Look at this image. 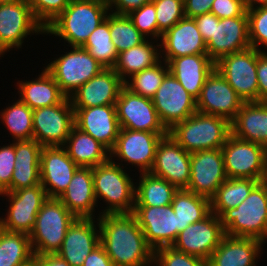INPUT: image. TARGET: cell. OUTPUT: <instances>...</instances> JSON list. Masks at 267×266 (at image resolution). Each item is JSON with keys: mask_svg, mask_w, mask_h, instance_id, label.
I'll use <instances>...</instances> for the list:
<instances>
[{"mask_svg": "<svg viewBox=\"0 0 267 266\" xmlns=\"http://www.w3.org/2000/svg\"><path fill=\"white\" fill-rule=\"evenodd\" d=\"M98 224L100 244L115 266H154V249L133 213L104 214Z\"/></svg>", "mask_w": 267, "mask_h": 266, "instance_id": "1", "label": "cell"}, {"mask_svg": "<svg viewBox=\"0 0 267 266\" xmlns=\"http://www.w3.org/2000/svg\"><path fill=\"white\" fill-rule=\"evenodd\" d=\"M110 13L108 0H71L45 29L44 35L59 37L70 46H83L90 34Z\"/></svg>", "mask_w": 267, "mask_h": 266, "instance_id": "2", "label": "cell"}, {"mask_svg": "<svg viewBox=\"0 0 267 266\" xmlns=\"http://www.w3.org/2000/svg\"><path fill=\"white\" fill-rule=\"evenodd\" d=\"M92 173L97 203L102 200L106 204V207L99 211V216L133 213L135 183L126 169L109 159L107 162L93 167Z\"/></svg>", "mask_w": 267, "mask_h": 266, "instance_id": "3", "label": "cell"}, {"mask_svg": "<svg viewBox=\"0 0 267 266\" xmlns=\"http://www.w3.org/2000/svg\"><path fill=\"white\" fill-rule=\"evenodd\" d=\"M168 134L188 153L220 149L231 134V123L226 118L197 111L176 123Z\"/></svg>", "mask_w": 267, "mask_h": 266, "instance_id": "4", "label": "cell"}, {"mask_svg": "<svg viewBox=\"0 0 267 266\" xmlns=\"http://www.w3.org/2000/svg\"><path fill=\"white\" fill-rule=\"evenodd\" d=\"M220 222L226 235L250 237L267 243V194L259 182L236 208L225 210Z\"/></svg>", "mask_w": 267, "mask_h": 266, "instance_id": "5", "label": "cell"}, {"mask_svg": "<svg viewBox=\"0 0 267 266\" xmlns=\"http://www.w3.org/2000/svg\"><path fill=\"white\" fill-rule=\"evenodd\" d=\"M76 218L58 198H48L42 204L29 234L33 254H56Z\"/></svg>", "mask_w": 267, "mask_h": 266, "instance_id": "6", "label": "cell"}, {"mask_svg": "<svg viewBox=\"0 0 267 266\" xmlns=\"http://www.w3.org/2000/svg\"><path fill=\"white\" fill-rule=\"evenodd\" d=\"M64 53L56 55L44 68L57 82L60 90L70 97L104 67L82 46H70V50Z\"/></svg>", "mask_w": 267, "mask_h": 266, "instance_id": "7", "label": "cell"}, {"mask_svg": "<svg viewBox=\"0 0 267 266\" xmlns=\"http://www.w3.org/2000/svg\"><path fill=\"white\" fill-rule=\"evenodd\" d=\"M167 134L121 128L115 145L110 150V160L126 169H128L127 165L130 164L132 168L134 165L136 169L138 168V173L150 172L157 145Z\"/></svg>", "mask_w": 267, "mask_h": 266, "instance_id": "8", "label": "cell"}, {"mask_svg": "<svg viewBox=\"0 0 267 266\" xmlns=\"http://www.w3.org/2000/svg\"><path fill=\"white\" fill-rule=\"evenodd\" d=\"M215 69L244 102H259L255 48L249 47L221 57L215 62Z\"/></svg>", "mask_w": 267, "mask_h": 266, "instance_id": "9", "label": "cell"}, {"mask_svg": "<svg viewBox=\"0 0 267 266\" xmlns=\"http://www.w3.org/2000/svg\"><path fill=\"white\" fill-rule=\"evenodd\" d=\"M0 196L8 201L5 217H0V228L9 232L29 235L36 224V217L42 204L48 199L44 187L37 184L32 187L4 192Z\"/></svg>", "mask_w": 267, "mask_h": 266, "instance_id": "10", "label": "cell"}, {"mask_svg": "<svg viewBox=\"0 0 267 266\" xmlns=\"http://www.w3.org/2000/svg\"><path fill=\"white\" fill-rule=\"evenodd\" d=\"M43 35L44 28L34 18L29 4L0 1V57L20 49L29 35Z\"/></svg>", "mask_w": 267, "mask_h": 266, "instance_id": "11", "label": "cell"}, {"mask_svg": "<svg viewBox=\"0 0 267 266\" xmlns=\"http://www.w3.org/2000/svg\"><path fill=\"white\" fill-rule=\"evenodd\" d=\"M221 150L228 178H251L261 181L265 176V146L230 134Z\"/></svg>", "mask_w": 267, "mask_h": 266, "instance_id": "12", "label": "cell"}, {"mask_svg": "<svg viewBox=\"0 0 267 266\" xmlns=\"http://www.w3.org/2000/svg\"><path fill=\"white\" fill-rule=\"evenodd\" d=\"M33 139L42 147L63 146L74 126L69 97L60 104L33 110Z\"/></svg>", "mask_w": 267, "mask_h": 266, "instance_id": "13", "label": "cell"}, {"mask_svg": "<svg viewBox=\"0 0 267 266\" xmlns=\"http://www.w3.org/2000/svg\"><path fill=\"white\" fill-rule=\"evenodd\" d=\"M160 122L169 131L176 123L197 112L196 99L169 71L152 98Z\"/></svg>", "mask_w": 267, "mask_h": 266, "instance_id": "14", "label": "cell"}, {"mask_svg": "<svg viewBox=\"0 0 267 266\" xmlns=\"http://www.w3.org/2000/svg\"><path fill=\"white\" fill-rule=\"evenodd\" d=\"M115 106L120 128L168 133V130L160 122L152 99L134 94L124 86Z\"/></svg>", "mask_w": 267, "mask_h": 266, "instance_id": "15", "label": "cell"}, {"mask_svg": "<svg viewBox=\"0 0 267 266\" xmlns=\"http://www.w3.org/2000/svg\"><path fill=\"white\" fill-rule=\"evenodd\" d=\"M227 179L221 148L191 153L188 191L211 199Z\"/></svg>", "mask_w": 267, "mask_h": 266, "instance_id": "16", "label": "cell"}, {"mask_svg": "<svg viewBox=\"0 0 267 266\" xmlns=\"http://www.w3.org/2000/svg\"><path fill=\"white\" fill-rule=\"evenodd\" d=\"M224 236L220 218L211 212L206 218L188 225L180 232L172 247L208 261Z\"/></svg>", "mask_w": 267, "mask_h": 266, "instance_id": "17", "label": "cell"}, {"mask_svg": "<svg viewBox=\"0 0 267 266\" xmlns=\"http://www.w3.org/2000/svg\"><path fill=\"white\" fill-rule=\"evenodd\" d=\"M243 103L244 101L225 78L217 69H214L206 79L200 96L196 99V108L198 112L220 116L231 123Z\"/></svg>", "mask_w": 267, "mask_h": 266, "instance_id": "18", "label": "cell"}, {"mask_svg": "<svg viewBox=\"0 0 267 266\" xmlns=\"http://www.w3.org/2000/svg\"><path fill=\"white\" fill-rule=\"evenodd\" d=\"M191 153L185 151L170 134L159 141L150 173L167 180L178 189L190 182Z\"/></svg>", "mask_w": 267, "mask_h": 266, "instance_id": "19", "label": "cell"}, {"mask_svg": "<svg viewBox=\"0 0 267 266\" xmlns=\"http://www.w3.org/2000/svg\"><path fill=\"white\" fill-rule=\"evenodd\" d=\"M133 215L147 243L155 250L172 246L177 238V215L169 206H134Z\"/></svg>", "mask_w": 267, "mask_h": 266, "instance_id": "20", "label": "cell"}, {"mask_svg": "<svg viewBox=\"0 0 267 266\" xmlns=\"http://www.w3.org/2000/svg\"><path fill=\"white\" fill-rule=\"evenodd\" d=\"M207 55L217 62L221 57L251 47L248 15L219 19L214 15L213 37L206 43Z\"/></svg>", "mask_w": 267, "mask_h": 266, "instance_id": "21", "label": "cell"}, {"mask_svg": "<svg viewBox=\"0 0 267 266\" xmlns=\"http://www.w3.org/2000/svg\"><path fill=\"white\" fill-rule=\"evenodd\" d=\"M78 167L62 146L42 147L40 183L48 198H59L65 192Z\"/></svg>", "mask_w": 267, "mask_h": 266, "instance_id": "22", "label": "cell"}, {"mask_svg": "<svg viewBox=\"0 0 267 266\" xmlns=\"http://www.w3.org/2000/svg\"><path fill=\"white\" fill-rule=\"evenodd\" d=\"M159 43L160 58L167 64L176 57L207 54L206 42L194 18L183 17L162 34Z\"/></svg>", "mask_w": 267, "mask_h": 266, "instance_id": "23", "label": "cell"}, {"mask_svg": "<svg viewBox=\"0 0 267 266\" xmlns=\"http://www.w3.org/2000/svg\"><path fill=\"white\" fill-rule=\"evenodd\" d=\"M99 245L98 218L77 217L68 228L62 246L56 254L71 266H82L86 257Z\"/></svg>", "mask_w": 267, "mask_h": 266, "instance_id": "24", "label": "cell"}, {"mask_svg": "<svg viewBox=\"0 0 267 266\" xmlns=\"http://www.w3.org/2000/svg\"><path fill=\"white\" fill-rule=\"evenodd\" d=\"M124 81L113 68H104L69 98L73 109L115 105Z\"/></svg>", "mask_w": 267, "mask_h": 266, "instance_id": "25", "label": "cell"}, {"mask_svg": "<svg viewBox=\"0 0 267 266\" xmlns=\"http://www.w3.org/2000/svg\"><path fill=\"white\" fill-rule=\"evenodd\" d=\"M74 125L109 151L114 147L121 129L115 105L74 109Z\"/></svg>", "mask_w": 267, "mask_h": 266, "instance_id": "26", "label": "cell"}, {"mask_svg": "<svg viewBox=\"0 0 267 266\" xmlns=\"http://www.w3.org/2000/svg\"><path fill=\"white\" fill-rule=\"evenodd\" d=\"M263 244L256 238L225 234L208 259L207 266H256L262 255Z\"/></svg>", "mask_w": 267, "mask_h": 266, "instance_id": "27", "label": "cell"}, {"mask_svg": "<svg viewBox=\"0 0 267 266\" xmlns=\"http://www.w3.org/2000/svg\"><path fill=\"white\" fill-rule=\"evenodd\" d=\"M58 199L78 218H98L95 214L98 203L94 194L92 168L78 167Z\"/></svg>", "mask_w": 267, "mask_h": 266, "instance_id": "28", "label": "cell"}, {"mask_svg": "<svg viewBox=\"0 0 267 266\" xmlns=\"http://www.w3.org/2000/svg\"><path fill=\"white\" fill-rule=\"evenodd\" d=\"M168 66L186 91L197 99L206 79L215 69V62L207 54H195L173 58Z\"/></svg>", "mask_w": 267, "mask_h": 266, "instance_id": "29", "label": "cell"}, {"mask_svg": "<svg viewBox=\"0 0 267 266\" xmlns=\"http://www.w3.org/2000/svg\"><path fill=\"white\" fill-rule=\"evenodd\" d=\"M231 134L267 148V102H244L231 122Z\"/></svg>", "mask_w": 267, "mask_h": 266, "instance_id": "30", "label": "cell"}, {"mask_svg": "<svg viewBox=\"0 0 267 266\" xmlns=\"http://www.w3.org/2000/svg\"><path fill=\"white\" fill-rule=\"evenodd\" d=\"M42 146L34 139L15 141V166L11 192L40 184Z\"/></svg>", "mask_w": 267, "mask_h": 266, "instance_id": "31", "label": "cell"}, {"mask_svg": "<svg viewBox=\"0 0 267 266\" xmlns=\"http://www.w3.org/2000/svg\"><path fill=\"white\" fill-rule=\"evenodd\" d=\"M15 85L18 98L32 110L60 104L67 97L45 68L37 78L18 80Z\"/></svg>", "mask_w": 267, "mask_h": 266, "instance_id": "32", "label": "cell"}, {"mask_svg": "<svg viewBox=\"0 0 267 266\" xmlns=\"http://www.w3.org/2000/svg\"><path fill=\"white\" fill-rule=\"evenodd\" d=\"M62 147L79 167L93 168L110 159V151L103 144L75 125Z\"/></svg>", "mask_w": 267, "mask_h": 266, "instance_id": "33", "label": "cell"}, {"mask_svg": "<svg viewBox=\"0 0 267 266\" xmlns=\"http://www.w3.org/2000/svg\"><path fill=\"white\" fill-rule=\"evenodd\" d=\"M160 60V43L158 40L150 38L138 46L118 53V59L113 69L125 82L133 74L154 66Z\"/></svg>", "mask_w": 267, "mask_h": 266, "instance_id": "34", "label": "cell"}, {"mask_svg": "<svg viewBox=\"0 0 267 266\" xmlns=\"http://www.w3.org/2000/svg\"><path fill=\"white\" fill-rule=\"evenodd\" d=\"M135 182V206H169L178 188L150 172L139 173Z\"/></svg>", "mask_w": 267, "mask_h": 266, "instance_id": "35", "label": "cell"}, {"mask_svg": "<svg viewBox=\"0 0 267 266\" xmlns=\"http://www.w3.org/2000/svg\"><path fill=\"white\" fill-rule=\"evenodd\" d=\"M171 206L177 215V236L188 225L201 221L211 213V200L187 189H178Z\"/></svg>", "mask_w": 267, "mask_h": 266, "instance_id": "36", "label": "cell"}, {"mask_svg": "<svg viewBox=\"0 0 267 266\" xmlns=\"http://www.w3.org/2000/svg\"><path fill=\"white\" fill-rule=\"evenodd\" d=\"M259 182L251 178H228L210 199L211 212L219 217L225 210L236 208Z\"/></svg>", "mask_w": 267, "mask_h": 266, "instance_id": "37", "label": "cell"}, {"mask_svg": "<svg viewBox=\"0 0 267 266\" xmlns=\"http://www.w3.org/2000/svg\"><path fill=\"white\" fill-rule=\"evenodd\" d=\"M33 256L29 235L0 228V266H24Z\"/></svg>", "mask_w": 267, "mask_h": 266, "instance_id": "38", "label": "cell"}, {"mask_svg": "<svg viewBox=\"0 0 267 266\" xmlns=\"http://www.w3.org/2000/svg\"><path fill=\"white\" fill-rule=\"evenodd\" d=\"M0 111L3 125L12 135V141L33 139V110L19 98Z\"/></svg>", "mask_w": 267, "mask_h": 266, "instance_id": "39", "label": "cell"}, {"mask_svg": "<svg viewBox=\"0 0 267 266\" xmlns=\"http://www.w3.org/2000/svg\"><path fill=\"white\" fill-rule=\"evenodd\" d=\"M82 47L104 68H114L118 59V52L110 36L109 14L106 20L90 34Z\"/></svg>", "mask_w": 267, "mask_h": 266, "instance_id": "40", "label": "cell"}, {"mask_svg": "<svg viewBox=\"0 0 267 266\" xmlns=\"http://www.w3.org/2000/svg\"><path fill=\"white\" fill-rule=\"evenodd\" d=\"M168 72V64L160 60L154 66L133 74L124 86L134 94L152 99Z\"/></svg>", "mask_w": 267, "mask_h": 266, "instance_id": "41", "label": "cell"}, {"mask_svg": "<svg viewBox=\"0 0 267 266\" xmlns=\"http://www.w3.org/2000/svg\"><path fill=\"white\" fill-rule=\"evenodd\" d=\"M109 29L118 53L140 45L147 38L134 26L128 15L109 13Z\"/></svg>", "mask_w": 267, "mask_h": 266, "instance_id": "42", "label": "cell"}, {"mask_svg": "<svg viewBox=\"0 0 267 266\" xmlns=\"http://www.w3.org/2000/svg\"><path fill=\"white\" fill-rule=\"evenodd\" d=\"M248 15L249 41L259 51L267 50V5L246 10ZM264 48L262 50L261 48Z\"/></svg>", "mask_w": 267, "mask_h": 266, "instance_id": "43", "label": "cell"}, {"mask_svg": "<svg viewBox=\"0 0 267 266\" xmlns=\"http://www.w3.org/2000/svg\"><path fill=\"white\" fill-rule=\"evenodd\" d=\"M156 8L158 31L163 34L185 17L184 0H152Z\"/></svg>", "mask_w": 267, "mask_h": 266, "instance_id": "44", "label": "cell"}, {"mask_svg": "<svg viewBox=\"0 0 267 266\" xmlns=\"http://www.w3.org/2000/svg\"><path fill=\"white\" fill-rule=\"evenodd\" d=\"M128 17L132 20L139 32L147 39L150 37L158 41L161 39L162 34L158 31L156 8L152 2L131 11Z\"/></svg>", "mask_w": 267, "mask_h": 266, "instance_id": "45", "label": "cell"}, {"mask_svg": "<svg viewBox=\"0 0 267 266\" xmlns=\"http://www.w3.org/2000/svg\"><path fill=\"white\" fill-rule=\"evenodd\" d=\"M154 266H207V261L177 251L172 246H163L154 250Z\"/></svg>", "mask_w": 267, "mask_h": 266, "instance_id": "46", "label": "cell"}, {"mask_svg": "<svg viewBox=\"0 0 267 266\" xmlns=\"http://www.w3.org/2000/svg\"><path fill=\"white\" fill-rule=\"evenodd\" d=\"M71 0H29L32 14L45 29L70 4Z\"/></svg>", "mask_w": 267, "mask_h": 266, "instance_id": "47", "label": "cell"}, {"mask_svg": "<svg viewBox=\"0 0 267 266\" xmlns=\"http://www.w3.org/2000/svg\"><path fill=\"white\" fill-rule=\"evenodd\" d=\"M15 166V141L0 146V194L11 192V181Z\"/></svg>", "mask_w": 267, "mask_h": 266, "instance_id": "48", "label": "cell"}, {"mask_svg": "<svg viewBox=\"0 0 267 266\" xmlns=\"http://www.w3.org/2000/svg\"><path fill=\"white\" fill-rule=\"evenodd\" d=\"M245 11L242 0H214L210 10L219 19L241 16Z\"/></svg>", "mask_w": 267, "mask_h": 266, "instance_id": "49", "label": "cell"}, {"mask_svg": "<svg viewBox=\"0 0 267 266\" xmlns=\"http://www.w3.org/2000/svg\"><path fill=\"white\" fill-rule=\"evenodd\" d=\"M259 102H267V51L257 50Z\"/></svg>", "mask_w": 267, "mask_h": 266, "instance_id": "50", "label": "cell"}, {"mask_svg": "<svg viewBox=\"0 0 267 266\" xmlns=\"http://www.w3.org/2000/svg\"><path fill=\"white\" fill-rule=\"evenodd\" d=\"M150 2L152 0H108V7L111 13L128 15L131 11Z\"/></svg>", "mask_w": 267, "mask_h": 266, "instance_id": "51", "label": "cell"}, {"mask_svg": "<svg viewBox=\"0 0 267 266\" xmlns=\"http://www.w3.org/2000/svg\"><path fill=\"white\" fill-rule=\"evenodd\" d=\"M214 0H184L185 17L195 18L196 16L210 13Z\"/></svg>", "mask_w": 267, "mask_h": 266, "instance_id": "52", "label": "cell"}, {"mask_svg": "<svg viewBox=\"0 0 267 266\" xmlns=\"http://www.w3.org/2000/svg\"><path fill=\"white\" fill-rule=\"evenodd\" d=\"M82 266H115L100 244L85 259Z\"/></svg>", "mask_w": 267, "mask_h": 266, "instance_id": "53", "label": "cell"}, {"mask_svg": "<svg viewBox=\"0 0 267 266\" xmlns=\"http://www.w3.org/2000/svg\"><path fill=\"white\" fill-rule=\"evenodd\" d=\"M202 38L207 43L213 37L214 14L205 13L194 18Z\"/></svg>", "mask_w": 267, "mask_h": 266, "instance_id": "54", "label": "cell"}, {"mask_svg": "<svg viewBox=\"0 0 267 266\" xmlns=\"http://www.w3.org/2000/svg\"><path fill=\"white\" fill-rule=\"evenodd\" d=\"M32 260L35 266H71L57 254L34 255Z\"/></svg>", "mask_w": 267, "mask_h": 266, "instance_id": "55", "label": "cell"}, {"mask_svg": "<svg viewBox=\"0 0 267 266\" xmlns=\"http://www.w3.org/2000/svg\"><path fill=\"white\" fill-rule=\"evenodd\" d=\"M242 2L246 10L267 5V0H242Z\"/></svg>", "mask_w": 267, "mask_h": 266, "instance_id": "56", "label": "cell"}, {"mask_svg": "<svg viewBox=\"0 0 267 266\" xmlns=\"http://www.w3.org/2000/svg\"><path fill=\"white\" fill-rule=\"evenodd\" d=\"M0 1H4V2H22L25 4H29V0H0Z\"/></svg>", "mask_w": 267, "mask_h": 266, "instance_id": "57", "label": "cell"}, {"mask_svg": "<svg viewBox=\"0 0 267 266\" xmlns=\"http://www.w3.org/2000/svg\"><path fill=\"white\" fill-rule=\"evenodd\" d=\"M260 183L264 186V189L267 194V178L264 176L263 179L260 181Z\"/></svg>", "mask_w": 267, "mask_h": 266, "instance_id": "58", "label": "cell"}, {"mask_svg": "<svg viewBox=\"0 0 267 266\" xmlns=\"http://www.w3.org/2000/svg\"><path fill=\"white\" fill-rule=\"evenodd\" d=\"M24 266H35V264H34V262H33V260H32L31 262L27 263V264L24 265Z\"/></svg>", "mask_w": 267, "mask_h": 266, "instance_id": "59", "label": "cell"}, {"mask_svg": "<svg viewBox=\"0 0 267 266\" xmlns=\"http://www.w3.org/2000/svg\"><path fill=\"white\" fill-rule=\"evenodd\" d=\"M265 177L267 178V150H266V172H265Z\"/></svg>", "mask_w": 267, "mask_h": 266, "instance_id": "60", "label": "cell"}]
</instances>
